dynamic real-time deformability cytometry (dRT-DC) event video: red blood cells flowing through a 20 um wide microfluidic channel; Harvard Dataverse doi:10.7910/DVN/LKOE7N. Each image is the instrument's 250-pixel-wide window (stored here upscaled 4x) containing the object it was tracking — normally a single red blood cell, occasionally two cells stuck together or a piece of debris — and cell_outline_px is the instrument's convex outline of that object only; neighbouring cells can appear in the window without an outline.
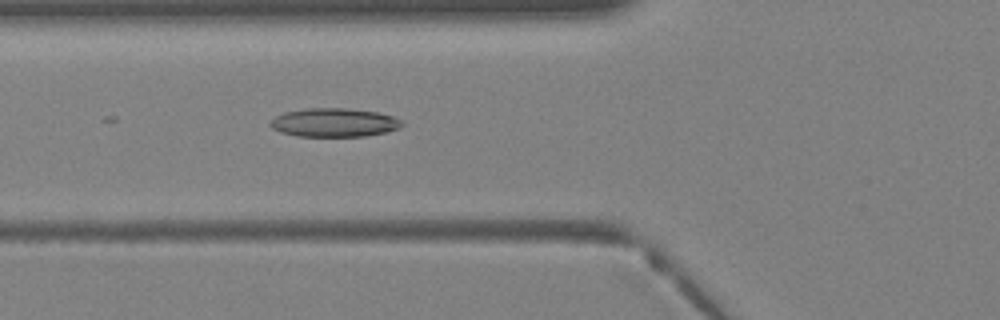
{"species": "Egyptian fruit bat (a non-hibernating species)", "species_latin": "Rousettus aegyptiacus", "temperature_condition": "warm", "stored_images_in_passage": 18, "camera_frame_rate_fps": 3000, "um_per_image_px": 0.085, "animal": {"sex": "female"}, "frame": {"image": 1, "passage_image": 15, "time_ms": 4.667, "image_size_px": [1000, 320], "cell_outline_px": [[404, 124], [400, 128], [384, 132], [364, 136], [296, 136], [280, 132], [272, 128], [268, 124], [276, 116], [284, 112], [308, 108], [348, 108], [380, 112], [392, 116], [400, 120]], "centroid_in_image_um": [28.4, 10.41], "position_along_channel_um": 97.4, "area_um2": 22.02}}
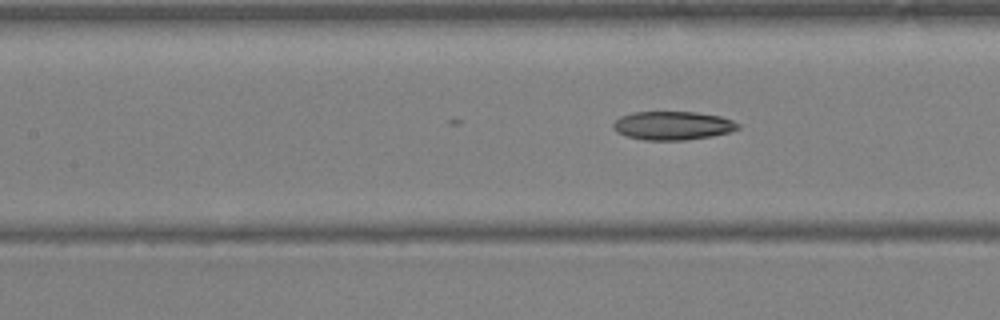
{"frame": {"image": 2, "passage_image": 18, "time_ms": 5.667, "image_size_px": [1000, 320], "cell_outline_px": [[740, 128], [728, 132], [712, 136], [684, 140], [644, 140], [628, 136], [616, 132], [612, 124], [620, 116], [632, 112], [696, 112], [720, 116], [732, 120], [740, 124]], "centroid_in_image_um": [57.18, 10.67], "position_along_channel_um": 150.2, "area_um2": 20.75}}